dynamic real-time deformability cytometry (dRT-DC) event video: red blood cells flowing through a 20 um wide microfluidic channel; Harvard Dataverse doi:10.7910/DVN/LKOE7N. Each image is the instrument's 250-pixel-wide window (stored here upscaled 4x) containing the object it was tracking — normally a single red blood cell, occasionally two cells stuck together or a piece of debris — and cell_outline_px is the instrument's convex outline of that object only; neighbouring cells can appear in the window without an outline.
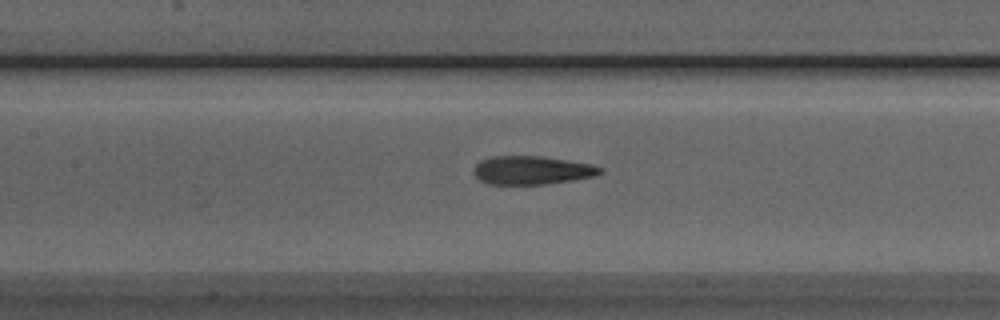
{"species": "Egyptian fruit bat (a non-hibernating species)", "species_latin": "Rousettus aegyptiacus", "temperature_condition": "room temperature", "stored_images_in_passage": 26, "camera_frame_rate_fps": 3000, "um_per_image_px": 0.085, "animal": {"sex": "male"}, "frame": {"image": 1, "passage_image": 8, "time_ms": 2.333, "image_size_px": [1000, 320], "cell_outline_px": [[604, 172], [596, 176], [572, 180], [544, 184], [488, 184], [480, 180], [476, 176], [476, 164], [480, 160], [492, 156], [540, 156], [592, 164], [604, 168]], "centroid_in_image_um": [45.26, 14.47], "position_along_channel_um": 162.1, "area_um2": 20.87}}
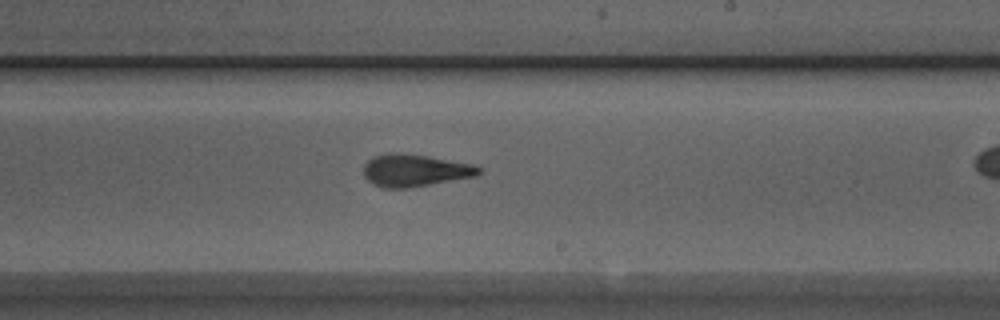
{"frame": {"image": 2, "passage_image": 15, "time_ms": 4.667, "image_size_px": [1000, 320], "cell_outline_px": [[480, 172], [476, 176], [408, 188], [384, 188], [368, 180], [364, 176], [364, 164], [368, 160], [376, 156], [388, 152], [400, 152], [428, 156], [472, 164], [480, 168]], "centroid_in_image_um": [35.24, 14.47], "position_along_channel_um": 253.8, "area_um2": 21.5}}
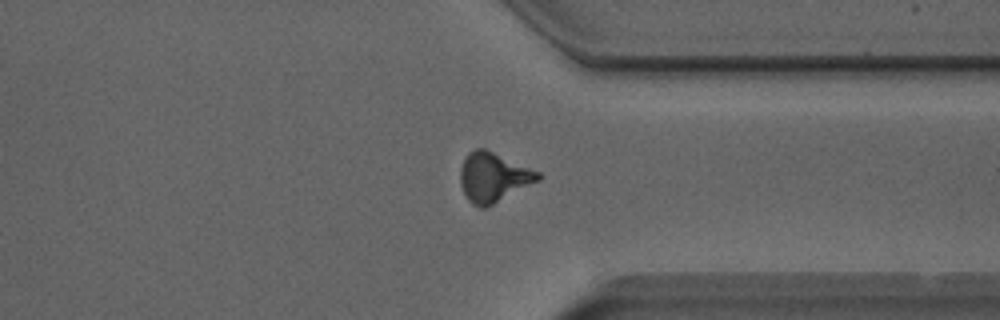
{"frame": {"image": 3, "passage_image": 24, "time_ms": 7.667, "image_size_px": [1000, 320], "cell_outline_px": [[540, 180], [484, 208], [480, 208], [472, 204], [468, 200], [460, 184], [460, 168], [468, 152], [476, 148], [484, 148], [540, 172]], "centroid_in_image_um": [41.91, 15.06], "position_along_channel_um": 369.5, "area_um2": 22.14}}